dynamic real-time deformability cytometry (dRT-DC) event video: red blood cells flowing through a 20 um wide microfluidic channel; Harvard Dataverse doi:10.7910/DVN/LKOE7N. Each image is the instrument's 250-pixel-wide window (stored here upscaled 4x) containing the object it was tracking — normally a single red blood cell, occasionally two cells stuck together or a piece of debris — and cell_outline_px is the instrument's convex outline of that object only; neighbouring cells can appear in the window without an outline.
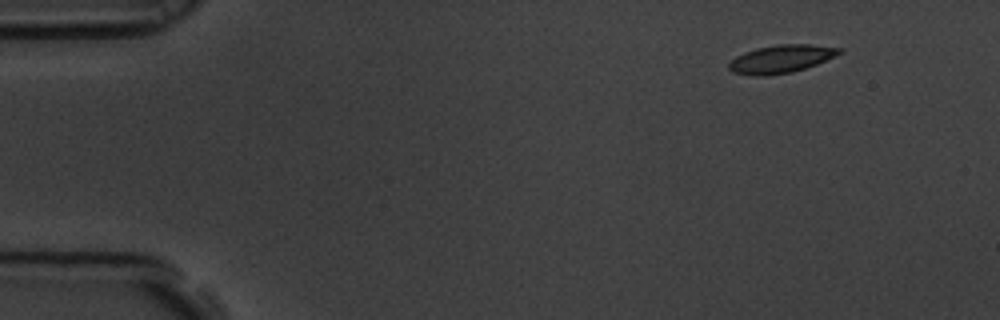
{"species": "common noctule bat (a hibernating species)", "species_latin": "Nyctalus noctula", "temperature_condition": "room temperature", "stored_images_in_passage": 54, "camera_frame_rate_fps": 3000, "um_per_image_px": 0.085, "animal": {"sex": "male", "body_mass_g": 19.5, "forearm_length_mm": 54.6}, "frame": {"image": 1, "passage_image": 1, "time_ms": 0.0, "image_size_px": [1000, 320], "cell_outline_px": [[844, 48], [840, 52], [816, 64], [792, 72], [764, 76], [752, 76], [732, 72], [728, 68], [728, 64], [736, 56], [744, 52], [756, 48], [776, 44], [812, 44]], "centroid_in_image_um": [66.34, 5.0], "position_along_channel_um": 18.7, "area_um2": 17.92}}
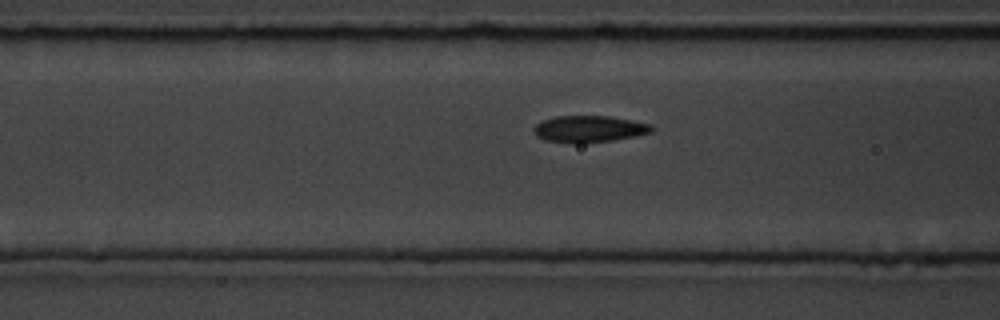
{"frame": {"image": 2, "passage_image": 18, "time_ms": 5.667, "image_size_px": [1000, 320], "cell_outline_px": [[656, 128], [652, 132], [636, 136], [612, 140], [580, 144], [572, 144], [544, 140], [536, 136], [532, 132], [532, 128], [536, 124], [544, 120], [556, 116], [608, 116], [652, 124]], "centroid_in_image_um": [50.06, 10.98], "position_along_channel_um": 116.5, "area_um2": 18.61}}
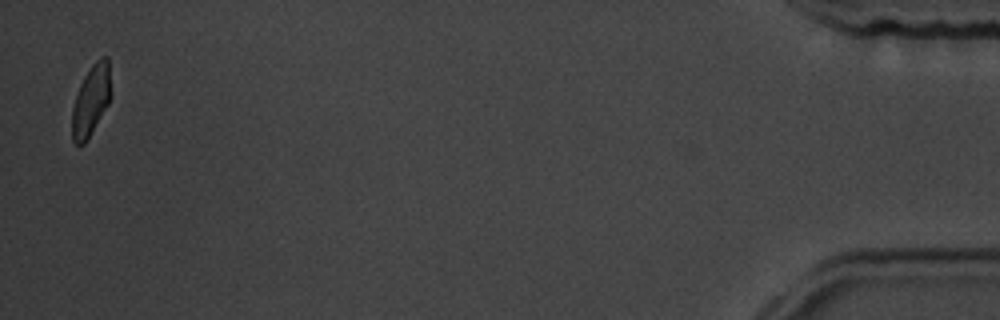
{"frame": {"image": 3, "passage_image": 53, "time_ms": 17.333, "image_size_px": [1000, 320], "cell_outline_px": [[108, 104], [84, 144], [80, 148], [72, 140], [72, 108], [80, 84], [84, 76], [92, 64], [100, 56], [108, 56]], "centroid_in_image_um": [7.68, 8.56], "position_along_channel_um": 427.5, "area_um2": 15.43}, "authors_computed_cell_mechanics": {"area_um2": 17.8891, "velocity_mm_per_s": 3.4598, "shape_relaxation_time_tau1_ms": 3.6565, "shape_relaxation_time_tau2_ms": 1.3936, "deformation_change_tau1": 0.1285, "deformation_change_tau2": 0.0596}}